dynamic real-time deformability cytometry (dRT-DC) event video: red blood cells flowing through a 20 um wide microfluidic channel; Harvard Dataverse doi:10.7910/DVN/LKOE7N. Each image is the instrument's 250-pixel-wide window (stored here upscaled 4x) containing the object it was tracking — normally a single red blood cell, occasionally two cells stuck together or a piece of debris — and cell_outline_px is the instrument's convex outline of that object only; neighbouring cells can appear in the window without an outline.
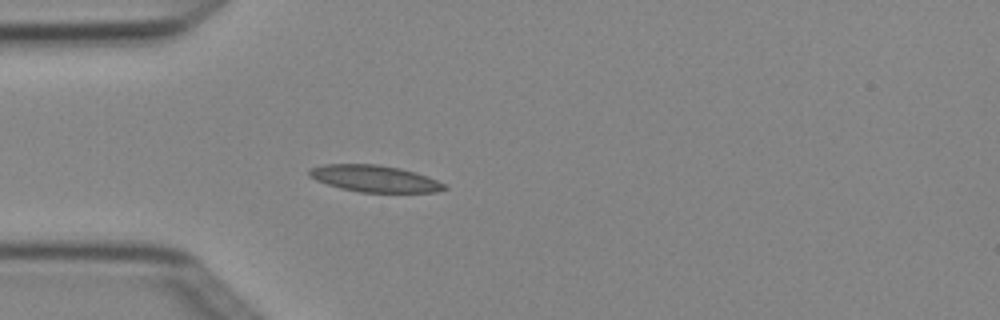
{"species": "Egyptian fruit bat (a non-hibernating species)", "species_latin": "Rousettus aegyptiacus", "temperature_condition": "cold", "stored_images_in_passage": 3, "camera_frame_rate_fps": 3000, "um_per_image_px": 0.085, "animal": {"sex": "female"}, "frame": {"image": 1, "passage_image": 3, "time_ms": 0.667, "image_size_px": [1000, 320], "cell_outline_px": [[448, 188], [436, 192], [360, 192], [340, 188], [316, 180], [308, 176], [308, 168], [324, 164], [376, 164], [400, 168], [416, 172], [448, 184]], "centroid_in_image_um": [31.85, 15.18], "position_along_channel_um": 53.2, "area_um2": 21.15}}